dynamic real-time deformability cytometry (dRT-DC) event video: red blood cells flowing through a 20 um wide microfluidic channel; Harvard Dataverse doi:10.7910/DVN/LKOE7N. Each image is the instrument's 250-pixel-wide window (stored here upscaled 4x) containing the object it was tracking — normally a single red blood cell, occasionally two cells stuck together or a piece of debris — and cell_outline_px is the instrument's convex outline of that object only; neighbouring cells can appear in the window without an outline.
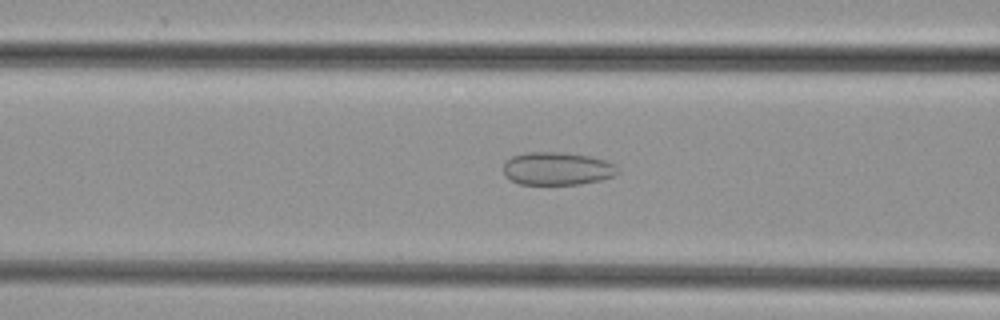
{"species": "common noctule bat (a hibernating species)", "species_latin": "Nyctalus noctula", "temperature_condition": "cold", "stored_images_in_passage": 35, "camera_frame_rate_fps": 3000, "um_per_image_px": 0.085, "animal": {"sex": "female", "body_mass_g": 29.2, "forearm_length_mm": 56.3}, "frame": {"image": 1, "passage_image": 6, "time_ms": 1.667, "image_size_px": [1000, 320], "cell_outline_px": [[620, 172], [612, 176], [600, 180], [580, 184], [520, 184], [504, 176], [504, 164], [512, 156], [528, 152], [560, 152], [588, 156], [604, 160], [616, 164]], "centroid_in_image_um": [47.37, 14.33], "position_along_channel_um": 119.2, "area_um2": 21.85}}
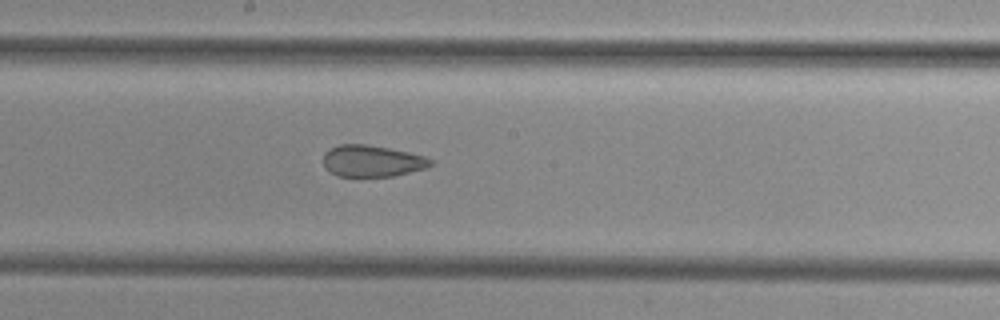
{"frame": {"image": 2, "passage_image": 13, "time_ms": 4.0, "image_size_px": [1000, 320], "cell_outline_px": [[436, 160], [428, 168], [392, 176], [336, 176], [328, 172], [324, 168], [324, 152], [328, 148], [340, 144], [368, 144], [408, 152], [424, 156]], "centroid_in_image_um": [31.61, 13.68], "position_along_channel_um": 216.6, "area_um2": 20.0}}
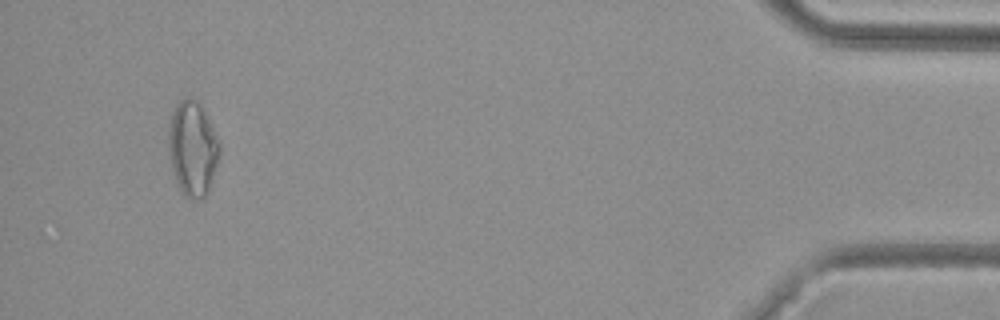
{"frame": {"image": 3, "passage_image": 33, "time_ms": 10.667, "image_size_px": [1000, 320], "cell_outline_px": [[220, 156], [208, 192], [200, 200], [188, 200], [184, 196], [176, 184], [168, 156], [168, 128], [172, 112], [176, 104], [180, 100], [188, 96], [196, 100], [204, 108], [220, 140]], "centroid_in_image_um": [16.37, 12.63], "position_along_channel_um": 418.8, "area_um2": 29.07}}